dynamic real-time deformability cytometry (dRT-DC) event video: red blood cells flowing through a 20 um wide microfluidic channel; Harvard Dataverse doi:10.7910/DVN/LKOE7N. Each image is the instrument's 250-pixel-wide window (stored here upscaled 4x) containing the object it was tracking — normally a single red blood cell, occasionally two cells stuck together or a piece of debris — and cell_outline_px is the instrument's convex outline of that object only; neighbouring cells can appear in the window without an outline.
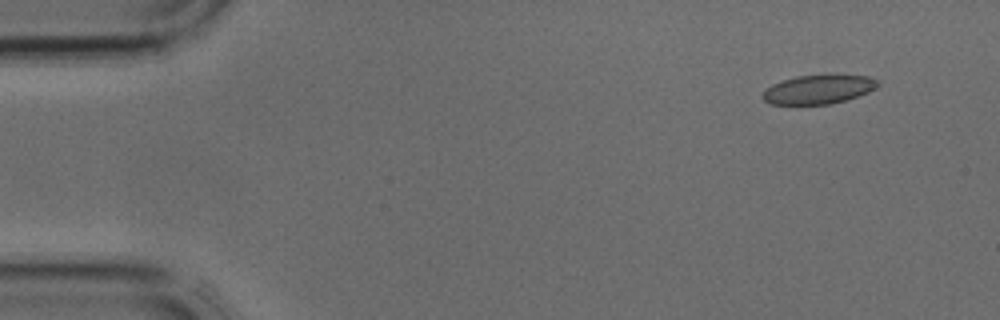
{"species": "common noctule bat (a hibernating species)", "species_latin": "Nyctalus noctula", "temperature_condition": "cold", "stored_images_in_passage": 2, "camera_frame_rate_fps": 3000, "um_per_image_px": 0.085, "animal": {"sex": "male", "body_mass_g": 17.9, "forearm_length_mm": 54.2}, "frame": {"image": 1, "passage_image": 1, "time_ms": 0.0, "image_size_px": [1000, 320], "cell_outline_px": [[880, 84], [876, 88], [868, 92], [844, 100], [828, 104], [768, 104], [760, 96], [772, 84], [796, 76], [828, 72], [868, 76], [880, 80]], "centroid_in_image_um": [69.61, 7.54], "position_along_channel_um": 15.4, "area_um2": 20.06}}